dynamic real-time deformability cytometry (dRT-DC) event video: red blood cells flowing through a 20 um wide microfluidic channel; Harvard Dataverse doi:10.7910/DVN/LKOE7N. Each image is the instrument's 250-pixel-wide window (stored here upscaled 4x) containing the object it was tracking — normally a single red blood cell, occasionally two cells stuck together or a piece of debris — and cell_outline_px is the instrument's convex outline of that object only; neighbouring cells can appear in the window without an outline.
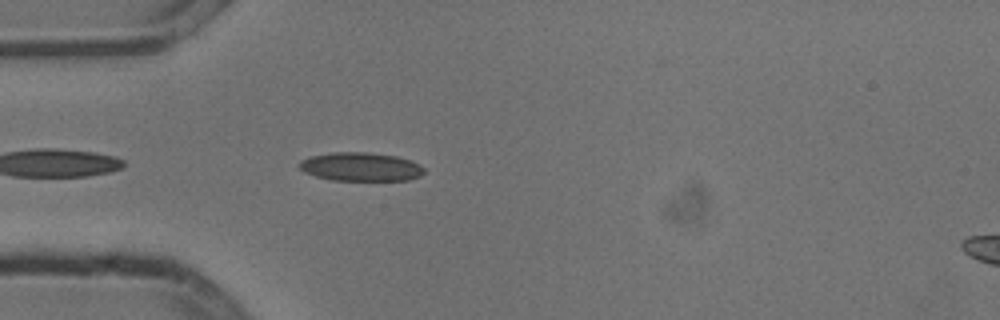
{"species": "common noctule bat (a hibernating species)", "species_latin": "Nyctalus noctula", "temperature_condition": "cold", "stored_images_in_passage": 5, "camera_frame_rate_fps": 3000, "um_per_image_px": 0.085, "animal": {"sex": "male", "body_mass_g": 13.3}, "frame": {"image": 1, "passage_image": 5, "time_ms": 1.333, "image_size_px": [1000, 320], "cell_outline_px": [[424, 172], [420, 176], [408, 180], [332, 180], [316, 176], [304, 172], [300, 168], [300, 160], [308, 156], [332, 152], [368, 152], [396, 156], [412, 160], [420, 164], [424, 168]], "centroid_in_image_um": [30.67, 14.17], "position_along_channel_um": 54.3, "area_um2": 20.92}}